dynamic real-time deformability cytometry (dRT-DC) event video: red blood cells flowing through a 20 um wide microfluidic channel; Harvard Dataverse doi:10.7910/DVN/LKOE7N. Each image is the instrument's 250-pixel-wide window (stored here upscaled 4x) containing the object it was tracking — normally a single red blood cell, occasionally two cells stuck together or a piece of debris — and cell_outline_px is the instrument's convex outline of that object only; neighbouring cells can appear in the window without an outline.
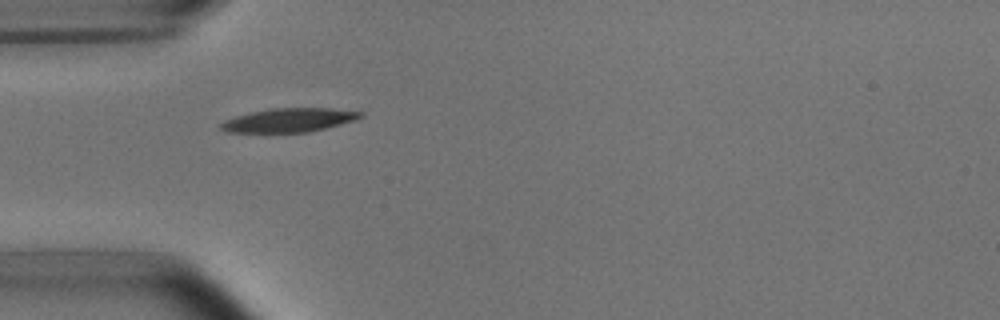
{"species": "common noctule bat (a hibernating species)", "species_latin": "Nyctalus noctula", "temperature_condition": "room temperature", "stored_images_in_passage": 2, "camera_frame_rate_fps": 3000, "um_per_image_px": 0.085, "animal": {"sex": "male", "body_mass_g": 15.6}, "frame": {"image": 1, "passage_image": 1, "time_ms": 0.0, "image_size_px": [1000, 320], "cell_outline_px": [[364, 116], [356, 120], [308, 132], [228, 132], [220, 128], [220, 124], [224, 120], [236, 116], [252, 112], [272, 108], [332, 108], [364, 112]], "centroid_in_image_um": [24.6, 10.2], "position_along_channel_um": 60.4, "area_um2": 19.25}}